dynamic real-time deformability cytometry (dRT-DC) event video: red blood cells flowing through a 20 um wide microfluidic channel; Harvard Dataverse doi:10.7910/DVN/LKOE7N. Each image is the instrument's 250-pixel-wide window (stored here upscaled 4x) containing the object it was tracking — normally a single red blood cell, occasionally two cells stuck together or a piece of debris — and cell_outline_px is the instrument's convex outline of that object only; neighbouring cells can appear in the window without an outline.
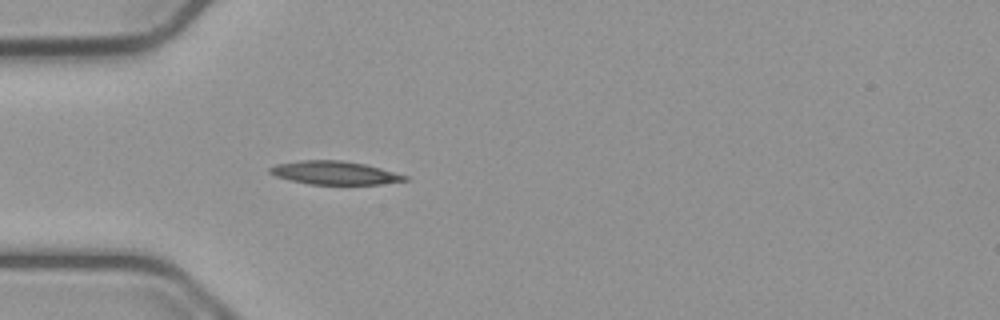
{"species": "common noctule bat (a hibernating species)", "species_latin": "Nyctalus noctula", "temperature_condition": "cold", "stored_images_in_passage": 39, "camera_frame_rate_fps": 3000, "um_per_image_px": 0.085, "animal": {"sex": "male", "body_mass_g": 23.1, "forearm_length_mm": 52.7}, "frame": {"image": 1, "passage_image": 1, "time_ms": 0.0, "image_size_px": [1000, 320], "cell_outline_px": [[408, 180], [380, 184], [308, 184], [276, 176], [268, 172], [268, 168], [276, 164], [300, 160], [340, 160], [364, 164], [380, 168], [408, 176]], "centroid_in_image_um": [28.42, 14.68], "position_along_channel_um": 56.6, "area_um2": 18.21}}
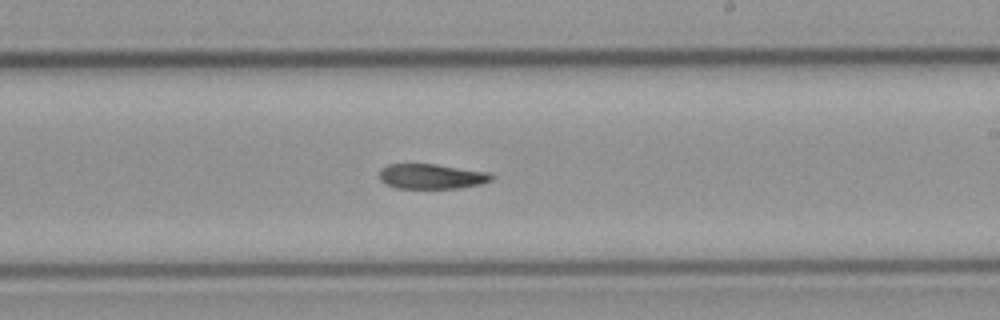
{"frame": {"image": 2, "passage_image": 17, "time_ms": 5.333, "image_size_px": [1000, 320], "cell_outline_px": [[496, 176], [492, 180], [480, 184], [460, 188], [396, 188], [384, 184], [380, 180], [380, 168], [388, 164], [436, 164], [488, 172]], "centroid_in_image_um": [36.68, 14.99], "position_along_channel_um": 252.3, "area_um2": 16.47}}
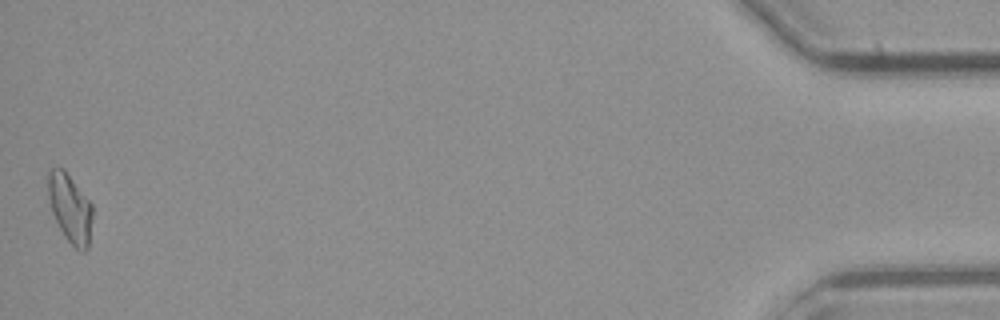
{"frame": {"image": 3, "passage_image": 39, "time_ms": 12.667, "image_size_px": [1000, 320], "cell_outline_px": [[92, 216], [88, 248], [84, 252], [80, 252], [64, 236], [52, 212], [48, 196], [48, 172], [52, 168], [64, 168], [92, 204]], "centroid_in_image_um": [5.96, 17.69], "position_along_channel_um": 429.2, "area_um2": 17.63}, "authors_computed_cell_mechanics": {"area_um2": 17.5712, "velocity_mm_per_s": 3.7604, "shape_relaxation_time_tau1_ms": 9.8385, "shape_relaxation_time_tau2_ms": null, "deformation_change_tau1": 0.1961, "deformation_change_tau2": null}}